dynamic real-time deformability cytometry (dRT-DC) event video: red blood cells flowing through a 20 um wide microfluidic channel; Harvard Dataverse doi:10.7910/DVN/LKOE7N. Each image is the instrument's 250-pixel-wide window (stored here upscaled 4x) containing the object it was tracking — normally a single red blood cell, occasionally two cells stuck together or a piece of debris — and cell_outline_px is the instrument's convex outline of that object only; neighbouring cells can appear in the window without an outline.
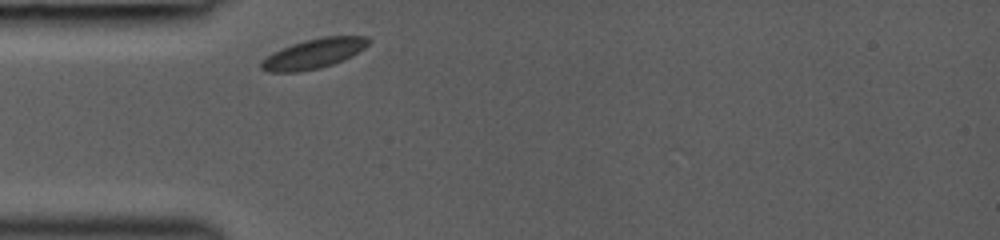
{"species": "common noctule bat (a hibernating species)", "species_latin": "Nyctalus noctula", "temperature_condition": "room temperature", "stored_images_in_passage": 1, "camera_frame_rate_fps": 3000, "um_per_image_px": 0.085, "animal": {"sex": "female", "body_mass_g": 19.0, "forearm_length_mm": 53.3}, "frame": {"image": 1, "passage_image": 1, "time_ms": 0.0, "image_size_px": [1000, 240], "cell_outline_px": [[372, 40], [364, 48], [352, 56], [344, 60], [320, 68], [300, 72], [268, 72], [260, 68], [260, 64], [272, 52], [292, 44], [304, 40], [324, 36], [368, 36]], "centroid_in_image_um": [26.69, 4.55], "position_along_channel_um": 58.3, "area_um2": 18.67}}